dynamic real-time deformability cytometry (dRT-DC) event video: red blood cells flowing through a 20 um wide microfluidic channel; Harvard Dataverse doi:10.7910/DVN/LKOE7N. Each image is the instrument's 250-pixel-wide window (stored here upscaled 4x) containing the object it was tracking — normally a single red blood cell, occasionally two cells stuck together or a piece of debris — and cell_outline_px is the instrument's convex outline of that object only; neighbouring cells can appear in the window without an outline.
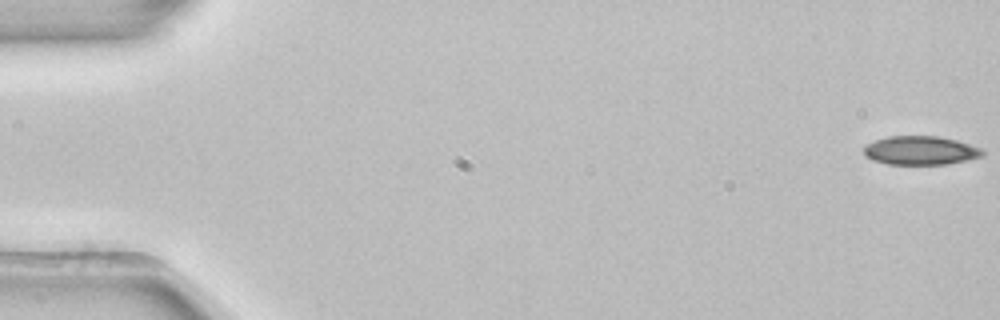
{"species": "common noctule bat (a hibernating species)", "species_latin": "Nyctalus noctula", "temperature_condition": "room temperature", "stored_images_in_passage": 53, "camera_frame_rate_fps": 3000, "um_per_image_px": 0.085, "animal": {"sex": "female", "body_mass_g": 22.7, "forearm_length_mm": 54.2}, "frame": {"image": 1, "passage_image": 1, "time_ms": 0.0, "image_size_px": [1000, 320], "cell_outline_px": [[984, 156], [968, 160], [948, 164], [888, 164], [872, 160], [864, 156], [864, 148], [868, 144], [876, 140], [888, 136], [940, 136], [956, 140], [980, 148], [984, 152]], "centroid_in_image_um": [78.25, 12.79], "position_along_channel_um": 6.8, "area_um2": 19.88}}
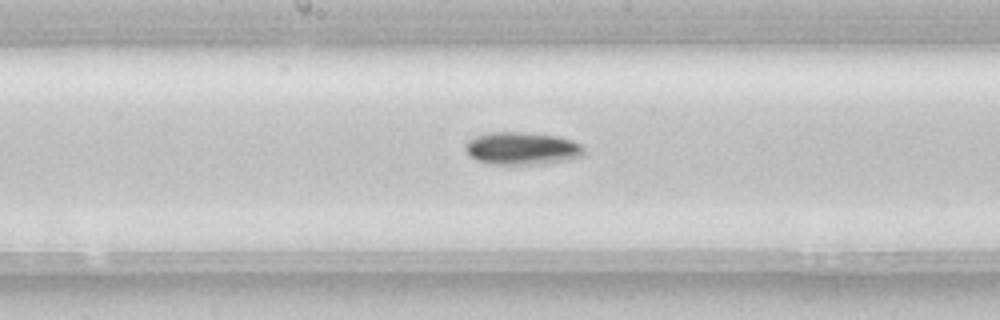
{"frame": {"image": 2, "passage_image": 28, "time_ms": 9.0, "image_size_px": [1000, 320], "cell_outline_px": [[584, 156], [568, 160], [544, 164], [488, 164], [476, 160], [464, 148], [464, 144], [468, 140], [476, 136], [488, 132], [520, 132], [556, 136], [572, 140], [580, 144], [584, 148]], "centroid_in_image_um": [44.38, 12.62], "position_along_channel_um": 203.8, "area_um2": 22.66}}
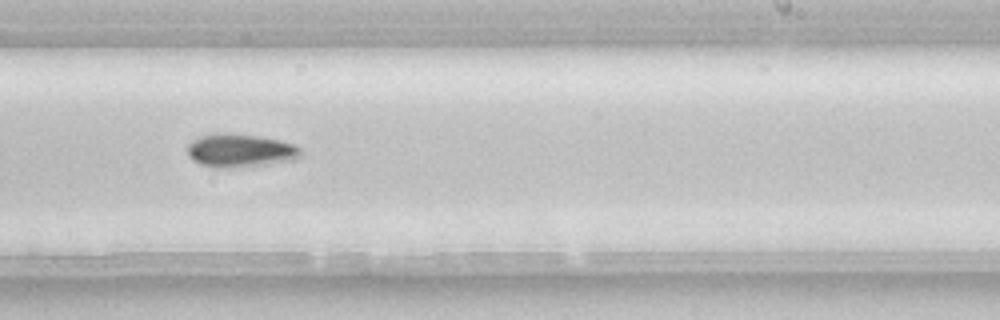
{"frame": {"image": 3, "passage_image": 33, "time_ms": 10.667, "image_size_px": [1000, 320], "cell_outline_px": [[300, 156], [292, 160], [268, 164], [224, 168], [216, 168], [200, 164], [192, 160], [188, 156], [188, 144], [192, 140], [200, 136], [224, 132], [232, 132], [280, 140], [292, 144], [300, 148]], "centroid_in_image_um": [20.37, 12.79], "position_along_channel_um": 268.6, "area_um2": 21.96}, "authors_computed_cell_mechanics": {"area_um2": 20.519, "velocity_mm_per_s": 3.9166, "shape_relaxation_time_tau1_ms": 2.7669, "shape_relaxation_time_tau2_ms": null, "deformation_change_tau1": 0.0775, "deformation_change_tau2": null}}